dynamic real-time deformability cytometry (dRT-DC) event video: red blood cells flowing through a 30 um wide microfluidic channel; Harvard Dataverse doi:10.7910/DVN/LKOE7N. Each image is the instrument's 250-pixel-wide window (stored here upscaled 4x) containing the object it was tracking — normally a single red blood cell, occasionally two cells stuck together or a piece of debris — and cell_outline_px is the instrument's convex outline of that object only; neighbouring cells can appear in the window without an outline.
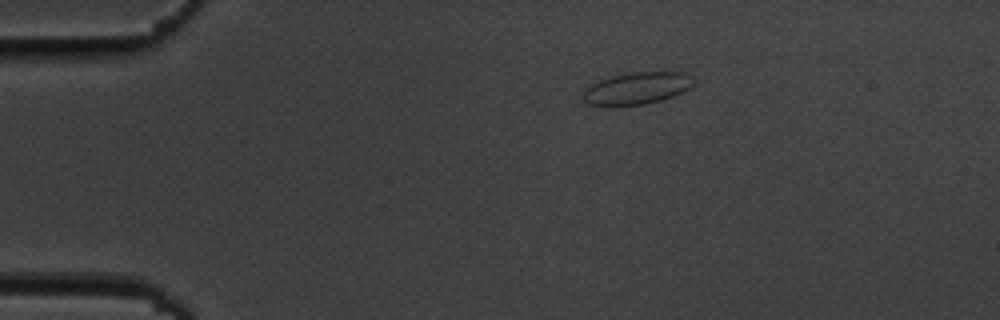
{"species": "common noctule bat (a hibernating species)", "species_latin": "Nyctalus noctula", "temperature_condition": "cold", "stored_images_in_passage": 45, "camera_frame_rate_fps": 3000, "um_per_image_px": 0.085, "animal": {"sex": "male", "body_mass_g": 19.5, "forearm_length_mm": 54.6}, "frame": {"image": 1, "passage_image": 1, "time_ms": 0.0, "image_size_px": [1000, 320], "cell_outline_px": [[696, 80], [688, 88], [672, 96], [660, 100], [644, 104], [608, 108], [588, 104], [584, 100], [584, 92], [592, 84], [600, 80], [612, 76], [632, 72], [688, 72]], "centroid_in_image_um": [54.13, 7.52], "position_along_channel_um": 30.9, "area_um2": 20.81}}
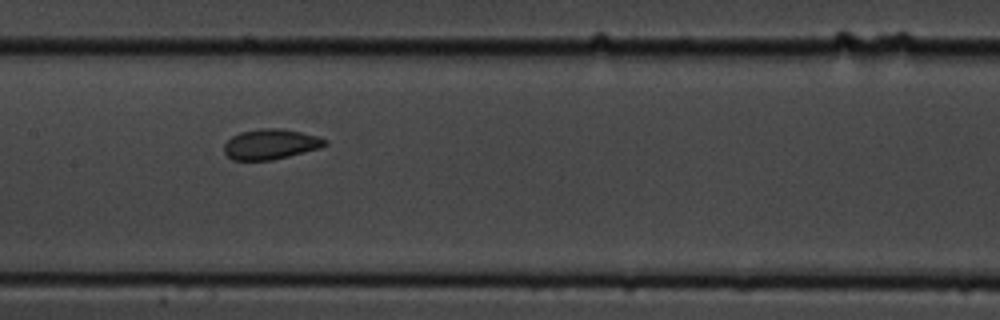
{"frame": {"image": 2, "passage_image": 18, "time_ms": 5.667, "image_size_px": [1000, 320], "cell_outline_px": [[328, 144], [320, 148], [272, 160], [232, 160], [224, 152], [224, 144], [232, 136], [240, 132], [260, 128], [280, 128], [300, 132], [316, 136], [328, 140]], "centroid_in_image_um": [22.99, 12.25], "position_along_channel_um": 184.4, "area_um2": 17.74}}
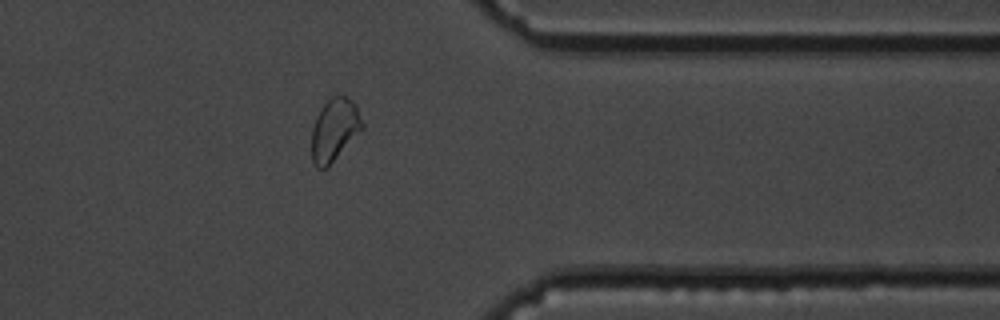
{"frame": {"image": 3, "passage_image": 35, "time_ms": 11.333, "image_size_px": [1000, 320], "cell_outline_px": [[364, 128], [328, 168], [316, 168], [312, 160], [312, 128], [316, 116], [324, 104], [332, 96], [344, 96], [356, 104], [364, 124]], "centroid_in_image_um": [28.44, 11.06], "position_along_channel_um": 383.0, "area_um2": 18.55}, "authors_computed_cell_mechanics": {"area_um2": 18.1492, "velocity_mm_per_s": 3.6621, "shape_relaxation_time_tau1_ms": 4.9744, "shape_relaxation_time_tau2_ms": 0.8198, "deformation_change_tau1": 0.0913, "deformation_change_tau2": 0.0453}}